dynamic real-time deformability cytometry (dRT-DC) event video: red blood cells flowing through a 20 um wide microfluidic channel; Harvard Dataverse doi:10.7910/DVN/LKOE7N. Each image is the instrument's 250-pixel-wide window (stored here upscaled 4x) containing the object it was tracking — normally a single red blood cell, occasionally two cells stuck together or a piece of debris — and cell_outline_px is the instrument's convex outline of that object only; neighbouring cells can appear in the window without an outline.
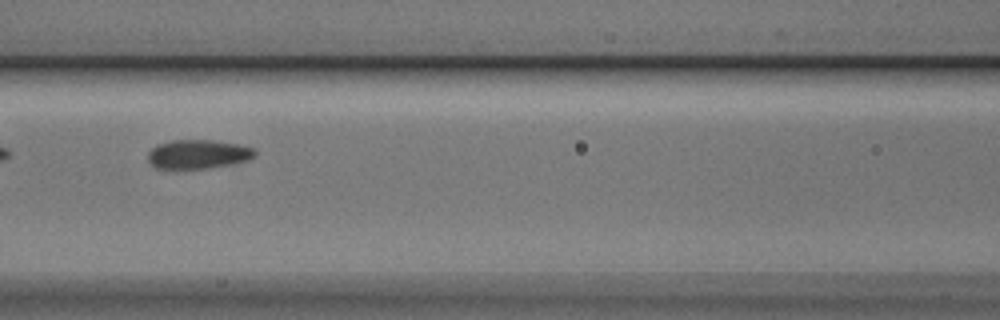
{"species": "Egyptian fruit bat (a non-hibernating species)", "species_latin": "Rousettus aegyptiacus", "temperature_condition": "cold", "stored_images_in_passage": 10, "camera_frame_rate_fps": 3000, "um_per_image_px": 0.085, "animal": {"sex": "male"}, "frame": {"image": 1, "passage_image": 8, "time_ms": 2.333, "image_size_px": [1000, 320], "cell_outline_px": [[256, 156], [248, 160], [236, 164], [208, 168], [156, 168], [148, 160], [148, 152], [156, 144], [172, 140], [212, 140], [236, 144], [256, 148]], "centroid_in_image_um": [16.87, 13.1], "position_along_channel_um": 149.7, "area_um2": 18.21}}
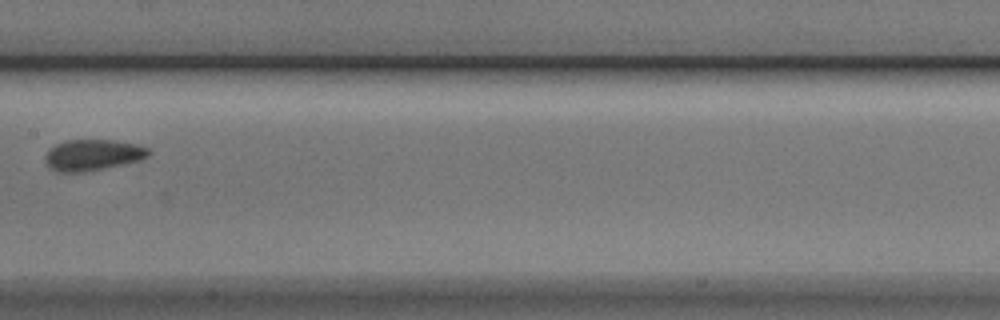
{"frame": {"image": 2, "passage_image": 9, "time_ms": 2.667, "image_size_px": [1000, 320], "cell_outline_px": [[152, 152], [148, 156], [140, 160], [84, 172], [56, 172], [44, 160], [44, 156], [48, 148], [56, 144], [68, 140], [112, 140], [136, 144], [148, 148]], "centroid_in_image_um": [7.86, 13.16], "position_along_channel_um": 199.5, "area_um2": 18.67}}
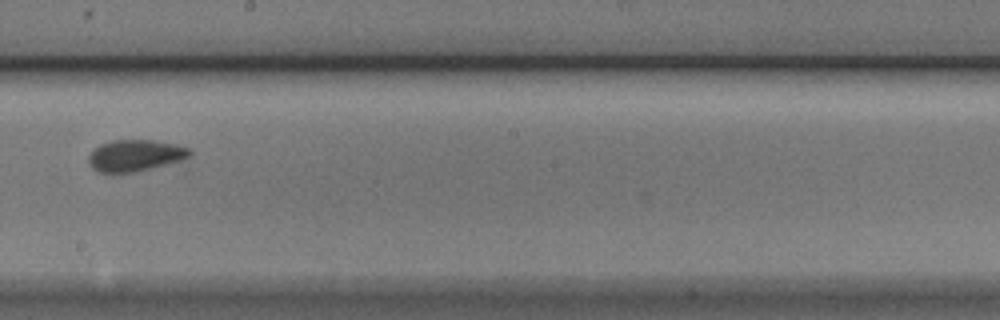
{"frame": {"image": 3, "passage_image": 10, "time_ms": 3.0, "image_size_px": [1000, 320], "cell_outline_px": [[192, 152], [184, 160], [132, 172], [100, 172], [92, 168], [88, 164], [88, 156], [92, 148], [100, 144], [112, 140], [156, 140], [176, 144], [188, 148]], "centroid_in_image_um": [11.46, 13.2], "position_along_channel_um": 236.7, "area_um2": 18.61}}